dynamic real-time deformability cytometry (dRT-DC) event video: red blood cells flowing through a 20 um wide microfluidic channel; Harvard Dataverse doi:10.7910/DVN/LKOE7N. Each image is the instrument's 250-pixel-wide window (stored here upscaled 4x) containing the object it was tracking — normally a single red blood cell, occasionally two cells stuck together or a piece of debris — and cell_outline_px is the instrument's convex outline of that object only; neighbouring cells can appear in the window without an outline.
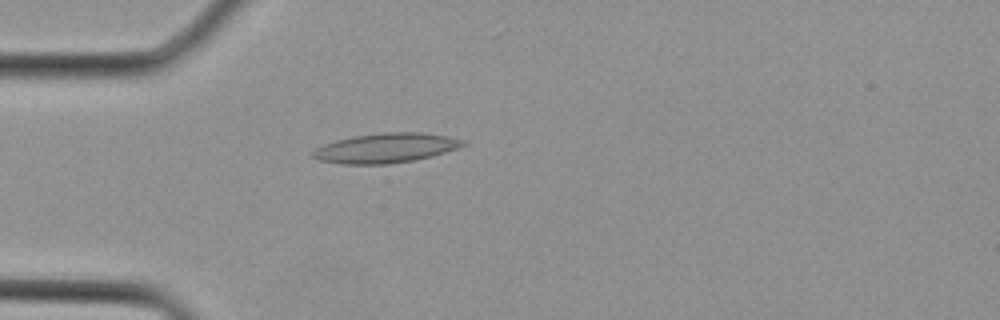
{"species": "Egyptian fruit bat (a non-hibernating species)", "species_latin": "Rousettus aegyptiacus", "temperature_condition": "cold", "stored_images_in_passage": 1, "camera_frame_rate_fps": 3000, "um_per_image_px": 0.085, "animal": {"sex": "female"}, "frame": {"image": 1, "passage_image": 1, "time_ms": 0.0, "image_size_px": [1000, 320], "cell_outline_px": [[468, 144], [432, 156], [412, 160], [388, 164], [344, 164], [320, 160], [312, 156], [312, 152], [316, 148], [324, 144], [336, 140], [356, 136], [384, 132], [420, 132], [444, 136], [464, 140]], "centroid_in_image_um": [32.78, 12.58], "position_along_channel_um": 52.2, "area_um2": 25.55}}